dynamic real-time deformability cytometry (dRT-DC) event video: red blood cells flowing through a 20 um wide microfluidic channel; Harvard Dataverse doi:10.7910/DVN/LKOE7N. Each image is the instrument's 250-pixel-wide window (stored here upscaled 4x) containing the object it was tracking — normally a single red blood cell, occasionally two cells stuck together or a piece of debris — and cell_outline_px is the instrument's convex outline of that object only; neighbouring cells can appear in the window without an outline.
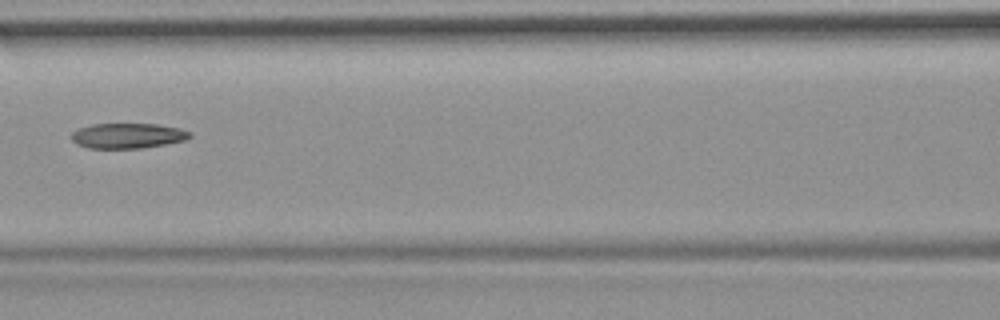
{"species": "common noctule bat (a hibernating species)", "species_latin": "Nyctalus noctula", "temperature_condition": "room temperature", "stored_images_in_passage": 7, "camera_frame_rate_fps": 3000, "um_per_image_px": 0.085, "animal": {"sex": "female", "body_mass_g": 19.9}, "frame": {"image": 1, "passage_image": 7, "time_ms": 2.0, "image_size_px": [1000, 320], "cell_outline_px": [[192, 136], [184, 140], [164, 144], [140, 148], [88, 148], [76, 144], [72, 140], [72, 132], [80, 128], [92, 124], [156, 124], [180, 128], [192, 132]], "centroid_in_image_um": [10.86, 11.53], "position_along_channel_um": 155.7, "area_um2": 17.28}}